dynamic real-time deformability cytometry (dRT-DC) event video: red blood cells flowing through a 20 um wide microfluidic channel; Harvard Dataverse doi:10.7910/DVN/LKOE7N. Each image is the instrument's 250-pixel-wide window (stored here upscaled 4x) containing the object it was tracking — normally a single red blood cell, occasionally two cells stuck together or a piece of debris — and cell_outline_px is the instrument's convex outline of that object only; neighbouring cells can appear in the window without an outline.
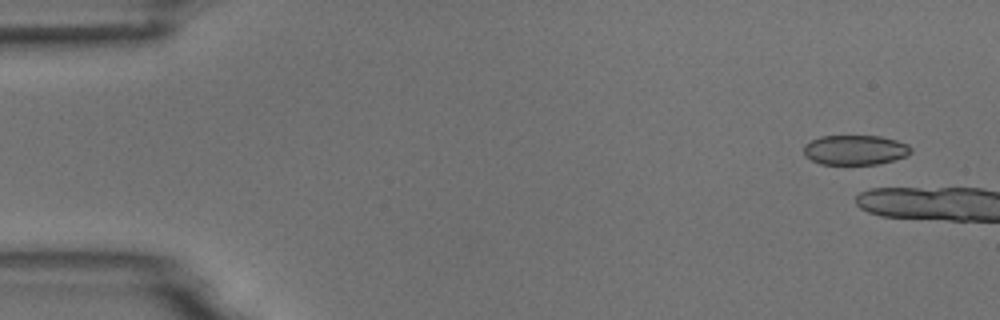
{"species": "common noctule bat (a hibernating species)", "species_latin": "Nyctalus noctula", "temperature_condition": "room temperature", "stored_images_in_passage": 3, "camera_frame_rate_fps": 3000, "um_per_image_px": 0.085, "animal": {"sex": "male", "body_mass_g": 18.8}, "frame": {"image": 1, "passage_image": 2, "time_ms": 1.0, "image_size_px": [1000, 320], "cell_outline_px": [[912, 152], [908, 156], [876, 164], [820, 164], [804, 156], [804, 144], [820, 136], [880, 136], [896, 140], [908, 144], [912, 148]], "centroid_in_image_um": [72.69, 12.74], "position_along_channel_um": 12.3, "area_um2": 18.67}}